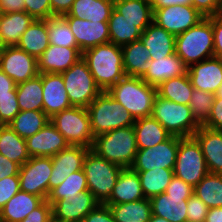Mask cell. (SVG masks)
I'll return each mask as SVG.
<instances>
[{
	"instance_id": "cell-1",
	"label": "cell",
	"mask_w": 222,
	"mask_h": 222,
	"mask_svg": "<svg viewBox=\"0 0 222 222\" xmlns=\"http://www.w3.org/2000/svg\"><path fill=\"white\" fill-rule=\"evenodd\" d=\"M82 59L102 91H107L125 76L123 52L120 46L106 43L82 53Z\"/></svg>"
},
{
	"instance_id": "cell-2",
	"label": "cell",
	"mask_w": 222,
	"mask_h": 222,
	"mask_svg": "<svg viewBox=\"0 0 222 222\" xmlns=\"http://www.w3.org/2000/svg\"><path fill=\"white\" fill-rule=\"evenodd\" d=\"M107 92L134 119L150 117L157 96V87L149 85L141 78L124 76Z\"/></svg>"
},
{
	"instance_id": "cell-3",
	"label": "cell",
	"mask_w": 222,
	"mask_h": 222,
	"mask_svg": "<svg viewBox=\"0 0 222 222\" xmlns=\"http://www.w3.org/2000/svg\"><path fill=\"white\" fill-rule=\"evenodd\" d=\"M91 150L109 162L130 168L138 151L133 126L96 136Z\"/></svg>"
},
{
	"instance_id": "cell-4",
	"label": "cell",
	"mask_w": 222,
	"mask_h": 222,
	"mask_svg": "<svg viewBox=\"0 0 222 222\" xmlns=\"http://www.w3.org/2000/svg\"><path fill=\"white\" fill-rule=\"evenodd\" d=\"M176 54L187 67L214 57L212 16L176 36Z\"/></svg>"
},
{
	"instance_id": "cell-5",
	"label": "cell",
	"mask_w": 222,
	"mask_h": 222,
	"mask_svg": "<svg viewBox=\"0 0 222 222\" xmlns=\"http://www.w3.org/2000/svg\"><path fill=\"white\" fill-rule=\"evenodd\" d=\"M94 138L118 128L133 126L135 119L107 91L87 107Z\"/></svg>"
},
{
	"instance_id": "cell-6",
	"label": "cell",
	"mask_w": 222,
	"mask_h": 222,
	"mask_svg": "<svg viewBox=\"0 0 222 222\" xmlns=\"http://www.w3.org/2000/svg\"><path fill=\"white\" fill-rule=\"evenodd\" d=\"M122 169L123 167L98 156L91 149L87 152L83 170L88 190L99 203L104 204L110 198Z\"/></svg>"
},
{
	"instance_id": "cell-7",
	"label": "cell",
	"mask_w": 222,
	"mask_h": 222,
	"mask_svg": "<svg viewBox=\"0 0 222 222\" xmlns=\"http://www.w3.org/2000/svg\"><path fill=\"white\" fill-rule=\"evenodd\" d=\"M170 135L191 137L200 128L189 105L178 104L156 96L151 115Z\"/></svg>"
},
{
	"instance_id": "cell-8",
	"label": "cell",
	"mask_w": 222,
	"mask_h": 222,
	"mask_svg": "<svg viewBox=\"0 0 222 222\" xmlns=\"http://www.w3.org/2000/svg\"><path fill=\"white\" fill-rule=\"evenodd\" d=\"M50 122L65 137L69 145L92 148L94 136L87 108L72 106L53 115Z\"/></svg>"
},
{
	"instance_id": "cell-9",
	"label": "cell",
	"mask_w": 222,
	"mask_h": 222,
	"mask_svg": "<svg viewBox=\"0 0 222 222\" xmlns=\"http://www.w3.org/2000/svg\"><path fill=\"white\" fill-rule=\"evenodd\" d=\"M61 75L71 106L87 108L102 92L82 58Z\"/></svg>"
},
{
	"instance_id": "cell-10",
	"label": "cell",
	"mask_w": 222,
	"mask_h": 222,
	"mask_svg": "<svg viewBox=\"0 0 222 222\" xmlns=\"http://www.w3.org/2000/svg\"><path fill=\"white\" fill-rule=\"evenodd\" d=\"M173 172L192 187L209 173L200 144L193 136L179 140Z\"/></svg>"
},
{
	"instance_id": "cell-11",
	"label": "cell",
	"mask_w": 222,
	"mask_h": 222,
	"mask_svg": "<svg viewBox=\"0 0 222 222\" xmlns=\"http://www.w3.org/2000/svg\"><path fill=\"white\" fill-rule=\"evenodd\" d=\"M181 138L171 135L167 140L153 147L138 149L130 168L134 171H148L159 168L174 169Z\"/></svg>"
},
{
	"instance_id": "cell-12",
	"label": "cell",
	"mask_w": 222,
	"mask_h": 222,
	"mask_svg": "<svg viewBox=\"0 0 222 222\" xmlns=\"http://www.w3.org/2000/svg\"><path fill=\"white\" fill-rule=\"evenodd\" d=\"M52 169L51 157H31L20 167V190L47 200Z\"/></svg>"
},
{
	"instance_id": "cell-13",
	"label": "cell",
	"mask_w": 222,
	"mask_h": 222,
	"mask_svg": "<svg viewBox=\"0 0 222 222\" xmlns=\"http://www.w3.org/2000/svg\"><path fill=\"white\" fill-rule=\"evenodd\" d=\"M153 10V22L177 36L197 25L203 17L193 6L176 5Z\"/></svg>"
},
{
	"instance_id": "cell-14",
	"label": "cell",
	"mask_w": 222,
	"mask_h": 222,
	"mask_svg": "<svg viewBox=\"0 0 222 222\" xmlns=\"http://www.w3.org/2000/svg\"><path fill=\"white\" fill-rule=\"evenodd\" d=\"M0 69L16 84L39 74L37 59L17 46H7L0 54Z\"/></svg>"
},
{
	"instance_id": "cell-15",
	"label": "cell",
	"mask_w": 222,
	"mask_h": 222,
	"mask_svg": "<svg viewBox=\"0 0 222 222\" xmlns=\"http://www.w3.org/2000/svg\"><path fill=\"white\" fill-rule=\"evenodd\" d=\"M72 31L80 51L110 42L108 22L88 21L76 17H63Z\"/></svg>"
},
{
	"instance_id": "cell-16",
	"label": "cell",
	"mask_w": 222,
	"mask_h": 222,
	"mask_svg": "<svg viewBox=\"0 0 222 222\" xmlns=\"http://www.w3.org/2000/svg\"><path fill=\"white\" fill-rule=\"evenodd\" d=\"M90 149L80 145H69L51 157L53 169L48 182L49 193L60 185L69 174L83 169L84 158Z\"/></svg>"
},
{
	"instance_id": "cell-17",
	"label": "cell",
	"mask_w": 222,
	"mask_h": 222,
	"mask_svg": "<svg viewBox=\"0 0 222 222\" xmlns=\"http://www.w3.org/2000/svg\"><path fill=\"white\" fill-rule=\"evenodd\" d=\"M99 202L87 190L66 200L61 199L52 205L53 222H82Z\"/></svg>"
},
{
	"instance_id": "cell-18",
	"label": "cell",
	"mask_w": 222,
	"mask_h": 222,
	"mask_svg": "<svg viewBox=\"0 0 222 222\" xmlns=\"http://www.w3.org/2000/svg\"><path fill=\"white\" fill-rule=\"evenodd\" d=\"M187 74L194 89L215 94L222 85V59H204L188 67Z\"/></svg>"
},
{
	"instance_id": "cell-19",
	"label": "cell",
	"mask_w": 222,
	"mask_h": 222,
	"mask_svg": "<svg viewBox=\"0 0 222 222\" xmlns=\"http://www.w3.org/2000/svg\"><path fill=\"white\" fill-rule=\"evenodd\" d=\"M30 157H52L69 146L65 137L49 121L41 130L26 139Z\"/></svg>"
},
{
	"instance_id": "cell-20",
	"label": "cell",
	"mask_w": 222,
	"mask_h": 222,
	"mask_svg": "<svg viewBox=\"0 0 222 222\" xmlns=\"http://www.w3.org/2000/svg\"><path fill=\"white\" fill-rule=\"evenodd\" d=\"M41 80L43 87V112L49 118L72 107L61 74L41 73Z\"/></svg>"
},
{
	"instance_id": "cell-21",
	"label": "cell",
	"mask_w": 222,
	"mask_h": 222,
	"mask_svg": "<svg viewBox=\"0 0 222 222\" xmlns=\"http://www.w3.org/2000/svg\"><path fill=\"white\" fill-rule=\"evenodd\" d=\"M82 58L79 48L60 47L49 45L38 58L39 73L61 74Z\"/></svg>"
},
{
	"instance_id": "cell-22",
	"label": "cell",
	"mask_w": 222,
	"mask_h": 222,
	"mask_svg": "<svg viewBox=\"0 0 222 222\" xmlns=\"http://www.w3.org/2000/svg\"><path fill=\"white\" fill-rule=\"evenodd\" d=\"M193 137L200 144L209 173L222 174V131L200 126Z\"/></svg>"
},
{
	"instance_id": "cell-23",
	"label": "cell",
	"mask_w": 222,
	"mask_h": 222,
	"mask_svg": "<svg viewBox=\"0 0 222 222\" xmlns=\"http://www.w3.org/2000/svg\"><path fill=\"white\" fill-rule=\"evenodd\" d=\"M150 52V60L165 58L176 53V36L152 22L140 37Z\"/></svg>"
},
{
	"instance_id": "cell-24",
	"label": "cell",
	"mask_w": 222,
	"mask_h": 222,
	"mask_svg": "<svg viewBox=\"0 0 222 222\" xmlns=\"http://www.w3.org/2000/svg\"><path fill=\"white\" fill-rule=\"evenodd\" d=\"M187 70L188 67L175 53L165 58L150 60V68L141 79L149 85L158 87L170 78L187 74Z\"/></svg>"
},
{
	"instance_id": "cell-25",
	"label": "cell",
	"mask_w": 222,
	"mask_h": 222,
	"mask_svg": "<svg viewBox=\"0 0 222 222\" xmlns=\"http://www.w3.org/2000/svg\"><path fill=\"white\" fill-rule=\"evenodd\" d=\"M139 175L131 168H123L110 198L104 204H121L144 199Z\"/></svg>"
},
{
	"instance_id": "cell-26",
	"label": "cell",
	"mask_w": 222,
	"mask_h": 222,
	"mask_svg": "<svg viewBox=\"0 0 222 222\" xmlns=\"http://www.w3.org/2000/svg\"><path fill=\"white\" fill-rule=\"evenodd\" d=\"M190 197L167 196L166 193L150 198L152 215L169 222H187V200Z\"/></svg>"
},
{
	"instance_id": "cell-27",
	"label": "cell",
	"mask_w": 222,
	"mask_h": 222,
	"mask_svg": "<svg viewBox=\"0 0 222 222\" xmlns=\"http://www.w3.org/2000/svg\"><path fill=\"white\" fill-rule=\"evenodd\" d=\"M43 201L37 195L20 190L0 210V222H21Z\"/></svg>"
},
{
	"instance_id": "cell-28",
	"label": "cell",
	"mask_w": 222,
	"mask_h": 222,
	"mask_svg": "<svg viewBox=\"0 0 222 222\" xmlns=\"http://www.w3.org/2000/svg\"><path fill=\"white\" fill-rule=\"evenodd\" d=\"M126 76L142 78L150 68V52L141 40L121 47Z\"/></svg>"
},
{
	"instance_id": "cell-29",
	"label": "cell",
	"mask_w": 222,
	"mask_h": 222,
	"mask_svg": "<svg viewBox=\"0 0 222 222\" xmlns=\"http://www.w3.org/2000/svg\"><path fill=\"white\" fill-rule=\"evenodd\" d=\"M113 9L114 0H75L68 14L62 17L108 22Z\"/></svg>"
},
{
	"instance_id": "cell-30",
	"label": "cell",
	"mask_w": 222,
	"mask_h": 222,
	"mask_svg": "<svg viewBox=\"0 0 222 222\" xmlns=\"http://www.w3.org/2000/svg\"><path fill=\"white\" fill-rule=\"evenodd\" d=\"M133 128L138 149L153 147L171 136L152 116L135 119Z\"/></svg>"
},
{
	"instance_id": "cell-31",
	"label": "cell",
	"mask_w": 222,
	"mask_h": 222,
	"mask_svg": "<svg viewBox=\"0 0 222 222\" xmlns=\"http://www.w3.org/2000/svg\"><path fill=\"white\" fill-rule=\"evenodd\" d=\"M49 45L47 20L35 19L21 35L16 46L38 60Z\"/></svg>"
},
{
	"instance_id": "cell-32",
	"label": "cell",
	"mask_w": 222,
	"mask_h": 222,
	"mask_svg": "<svg viewBox=\"0 0 222 222\" xmlns=\"http://www.w3.org/2000/svg\"><path fill=\"white\" fill-rule=\"evenodd\" d=\"M27 12L0 13V34L6 46H16L21 35L34 22Z\"/></svg>"
},
{
	"instance_id": "cell-33",
	"label": "cell",
	"mask_w": 222,
	"mask_h": 222,
	"mask_svg": "<svg viewBox=\"0 0 222 222\" xmlns=\"http://www.w3.org/2000/svg\"><path fill=\"white\" fill-rule=\"evenodd\" d=\"M114 9L143 32L153 22L149 0H114Z\"/></svg>"
},
{
	"instance_id": "cell-34",
	"label": "cell",
	"mask_w": 222,
	"mask_h": 222,
	"mask_svg": "<svg viewBox=\"0 0 222 222\" xmlns=\"http://www.w3.org/2000/svg\"><path fill=\"white\" fill-rule=\"evenodd\" d=\"M0 153L20 166L31 158L26 140L18 136L8 125H0Z\"/></svg>"
},
{
	"instance_id": "cell-35",
	"label": "cell",
	"mask_w": 222,
	"mask_h": 222,
	"mask_svg": "<svg viewBox=\"0 0 222 222\" xmlns=\"http://www.w3.org/2000/svg\"><path fill=\"white\" fill-rule=\"evenodd\" d=\"M108 205L115 222H148L152 215L150 200L144 198L121 204Z\"/></svg>"
},
{
	"instance_id": "cell-36",
	"label": "cell",
	"mask_w": 222,
	"mask_h": 222,
	"mask_svg": "<svg viewBox=\"0 0 222 222\" xmlns=\"http://www.w3.org/2000/svg\"><path fill=\"white\" fill-rule=\"evenodd\" d=\"M108 25L110 43L120 47L140 40L142 35V32L136 27V23L130 22L115 9L112 10Z\"/></svg>"
},
{
	"instance_id": "cell-37",
	"label": "cell",
	"mask_w": 222,
	"mask_h": 222,
	"mask_svg": "<svg viewBox=\"0 0 222 222\" xmlns=\"http://www.w3.org/2000/svg\"><path fill=\"white\" fill-rule=\"evenodd\" d=\"M20 111H43V87L41 73L16 86Z\"/></svg>"
},
{
	"instance_id": "cell-38",
	"label": "cell",
	"mask_w": 222,
	"mask_h": 222,
	"mask_svg": "<svg viewBox=\"0 0 222 222\" xmlns=\"http://www.w3.org/2000/svg\"><path fill=\"white\" fill-rule=\"evenodd\" d=\"M193 86L188 74L170 78L157 87V95L178 104L189 105Z\"/></svg>"
},
{
	"instance_id": "cell-39",
	"label": "cell",
	"mask_w": 222,
	"mask_h": 222,
	"mask_svg": "<svg viewBox=\"0 0 222 222\" xmlns=\"http://www.w3.org/2000/svg\"><path fill=\"white\" fill-rule=\"evenodd\" d=\"M49 121L50 118L43 111H20L8 126L26 140L41 130Z\"/></svg>"
},
{
	"instance_id": "cell-40",
	"label": "cell",
	"mask_w": 222,
	"mask_h": 222,
	"mask_svg": "<svg viewBox=\"0 0 222 222\" xmlns=\"http://www.w3.org/2000/svg\"><path fill=\"white\" fill-rule=\"evenodd\" d=\"M136 172L140 178L142 192L147 199L165 193L174 176L173 169L164 168Z\"/></svg>"
},
{
	"instance_id": "cell-41",
	"label": "cell",
	"mask_w": 222,
	"mask_h": 222,
	"mask_svg": "<svg viewBox=\"0 0 222 222\" xmlns=\"http://www.w3.org/2000/svg\"><path fill=\"white\" fill-rule=\"evenodd\" d=\"M193 194L210 208L222 207V174L208 173L195 187Z\"/></svg>"
},
{
	"instance_id": "cell-42",
	"label": "cell",
	"mask_w": 222,
	"mask_h": 222,
	"mask_svg": "<svg viewBox=\"0 0 222 222\" xmlns=\"http://www.w3.org/2000/svg\"><path fill=\"white\" fill-rule=\"evenodd\" d=\"M87 190L88 186L86 175L84 170L82 169L69 174V176L66 177L60 185L53 188L47 197V201L51 205H53L58 200H66L68 198L76 196L79 192Z\"/></svg>"
},
{
	"instance_id": "cell-43",
	"label": "cell",
	"mask_w": 222,
	"mask_h": 222,
	"mask_svg": "<svg viewBox=\"0 0 222 222\" xmlns=\"http://www.w3.org/2000/svg\"><path fill=\"white\" fill-rule=\"evenodd\" d=\"M47 30L51 45L79 48L68 22L62 16L48 18Z\"/></svg>"
},
{
	"instance_id": "cell-44",
	"label": "cell",
	"mask_w": 222,
	"mask_h": 222,
	"mask_svg": "<svg viewBox=\"0 0 222 222\" xmlns=\"http://www.w3.org/2000/svg\"><path fill=\"white\" fill-rule=\"evenodd\" d=\"M215 94L193 89L189 106L195 121L202 126L209 118Z\"/></svg>"
},
{
	"instance_id": "cell-45",
	"label": "cell",
	"mask_w": 222,
	"mask_h": 222,
	"mask_svg": "<svg viewBox=\"0 0 222 222\" xmlns=\"http://www.w3.org/2000/svg\"><path fill=\"white\" fill-rule=\"evenodd\" d=\"M19 112L17 95L0 96V125H9Z\"/></svg>"
},
{
	"instance_id": "cell-46",
	"label": "cell",
	"mask_w": 222,
	"mask_h": 222,
	"mask_svg": "<svg viewBox=\"0 0 222 222\" xmlns=\"http://www.w3.org/2000/svg\"><path fill=\"white\" fill-rule=\"evenodd\" d=\"M209 208L195 194L187 200V222H205Z\"/></svg>"
},
{
	"instance_id": "cell-47",
	"label": "cell",
	"mask_w": 222,
	"mask_h": 222,
	"mask_svg": "<svg viewBox=\"0 0 222 222\" xmlns=\"http://www.w3.org/2000/svg\"><path fill=\"white\" fill-rule=\"evenodd\" d=\"M25 12L37 20L52 17L50 0H24Z\"/></svg>"
},
{
	"instance_id": "cell-48",
	"label": "cell",
	"mask_w": 222,
	"mask_h": 222,
	"mask_svg": "<svg viewBox=\"0 0 222 222\" xmlns=\"http://www.w3.org/2000/svg\"><path fill=\"white\" fill-rule=\"evenodd\" d=\"M20 191V180L18 175L4 177L0 180V210L5 204Z\"/></svg>"
},
{
	"instance_id": "cell-49",
	"label": "cell",
	"mask_w": 222,
	"mask_h": 222,
	"mask_svg": "<svg viewBox=\"0 0 222 222\" xmlns=\"http://www.w3.org/2000/svg\"><path fill=\"white\" fill-rule=\"evenodd\" d=\"M192 6L205 18L222 14V0H192Z\"/></svg>"
},
{
	"instance_id": "cell-50",
	"label": "cell",
	"mask_w": 222,
	"mask_h": 222,
	"mask_svg": "<svg viewBox=\"0 0 222 222\" xmlns=\"http://www.w3.org/2000/svg\"><path fill=\"white\" fill-rule=\"evenodd\" d=\"M21 222H53L52 205L47 200H44Z\"/></svg>"
},
{
	"instance_id": "cell-51",
	"label": "cell",
	"mask_w": 222,
	"mask_h": 222,
	"mask_svg": "<svg viewBox=\"0 0 222 222\" xmlns=\"http://www.w3.org/2000/svg\"><path fill=\"white\" fill-rule=\"evenodd\" d=\"M193 191L194 187L174 175L170 184L167 186L165 193L167 196L191 197Z\"/></svg>"
},
{
	"instance_id": "cell-52",
	"label": "cell",
	"mask_w": 222,
	"mask_h": 222,
	"mask_svg": "<svg viewBox=\"0 0 222 222\" xmlns=\"http://www.w3.org/2000/svg\"><path fill=\"white\" fill-rule=\"evenodd\" d=\"M82 222H115L108 205L99 203Z\"/></svg>"
},
{
	"instance_id": "cell-53",
	"label": "cell",
	"mask_w": 222,
	"mask_h": 222,
	"mask_svg": "<svg viewBox=\"0 0 222 222\" xmlns=\"http://www.w3.org/2000/svg\"><path fill=\"white\" fill-rule=\"evenodd\" d=\"M204 127L222 131V98H215L208 120Z\"/></svg>"
},
{
	"instance_id": "cell-54",
	"label": "cell",
	"mask_w": 222,
	"mask_h": 222,
	"mask_svg": "<svg viewBox=\"0 0 222 222\" xmlns=\"http://www.w3.org/2000/svg\"><path fill=\"white\" fill-rule=\"evenodd\" d=\"M214 57L222 59V14L212 16Z\"/></svg>"
},
{
	"instance_id": "cell-55",
	"label": "cell",
	"mask_w": 222,
	"mask_h": 222,
	"mask_svg": "<svg viewBox=\"0 0 222 222\" xmlns=\"http://www.w3.org/2000/svg\"><path fill=\"white\" fill-rule=\"evenodd\" d=\"M20 165L10 161L7 157L0 153V180L4 177L18 175L20 171Z\"/></svg>"
},
{
	"instance_id": "cell-56",
	"label": "cell",
	"mask_w": 222,
	"mask_h": 222,
	"mask_svg": "<svg viewBox=\"0 0 222 222\" xmlns=\"http://www.w3.org/2000/svg\"><path fill=\"white\" fill-rule=\"evenodd\" d=\"M75 0H50L53 16H63L71 10Z\"/></svg>"
},
{
	"instance_id": "cell-57",
	"label": "cell",
	"mask_w": 222,
	"mask_h": 222,
	"mask_svg": "<svg viewBox=\"0 0 222 222\" xmlns=\"http://www.w3.org/2000/svg\"><path fill=\"white\" fill-rule=\"evenodd\" d=\"M17 84L0 69V96L17 95Z\"/></svg>"
},
{
	"instance_id": "cell-58",
	"label": "cell",
	"mask_w": 222,
	"mask_h": 222,
	"mask_svg": "<svg viewBox=\"0 0 222 222\" xmlns=\"http://www.w3.org/2000/svg\"><path fill=\"white\" fill-rule=\"evenodd\" d=\"M25 11L24 0H0V13Z\"/></svg>"
},
{
	"instance_id": "cell-59",
	"label": "cell",
	"mask_w": 222,
	"mask_h": 222,
	"mask_svg": "<svg viewBox=\"0 0 222 222\" xmlns=\"http://www.w3.org/2000/svg\"><path fill=\"white\" fill-rule=\"evenodd\" d=\"M152 9H161L168 6L176 5H190L192 6V0H149Z\"/></svg>"
},
{
	"instance_id": "cell-60",
	"label": "cell",
	"mask_w": 222,
	"mask_h": 222,
	"mask_svg": "<svg viewBox=\"0 0 222 222\" xmlns=\"http://www.w3.org/2000/svg\"><path fill=\"white\" fill-rule=\"evenodd\" d=\"M205 222H222V207L210 208Z\"/></svg>"
},
{
	"instance_id": "cell-61",
	"label": "cell",
	"mask_w": 222,
	"mask_h": 222,
	"mask_svg": "<svg viewBox=\"0 0 222 222\" xmlns=\"http://www.w3.org/2000/svg\"><path fill=\"white\" fill-rule=\"evenodd\" d=\"M148 222H169V221L163 217H159L157 215H151V218Z\"/></svg>"
},
{
	"instance_id": "cell-62",
	"label": "cell",
	"mask_w": 222,
	"mask_h": 222,
	"mask_svg": "<svg viewBox=\"0 0 222 222\" xmlns=\"http://www.w3.org/2000/svg\"><path fill=\"white\" fill-rule=\"evenodd\" d=\"M7 48L5 42L3 41L2 35L0 34V54Z\"/></svg>"
},
{
	"instance_id": "cell-63",
	"label": "cell",
	"mask_w": 222,
	"mask_h": 222,
	"mask_svg": "<svg viewBox=\"0 0 222 222\" xmlns=\"http://www.w3.org/2000/svg\"><path fill=\"white\" fill-rule=\"evenodd\" d=\"M215 98H222V85L215 92Z\"/></svg>"
}]
</instances>
